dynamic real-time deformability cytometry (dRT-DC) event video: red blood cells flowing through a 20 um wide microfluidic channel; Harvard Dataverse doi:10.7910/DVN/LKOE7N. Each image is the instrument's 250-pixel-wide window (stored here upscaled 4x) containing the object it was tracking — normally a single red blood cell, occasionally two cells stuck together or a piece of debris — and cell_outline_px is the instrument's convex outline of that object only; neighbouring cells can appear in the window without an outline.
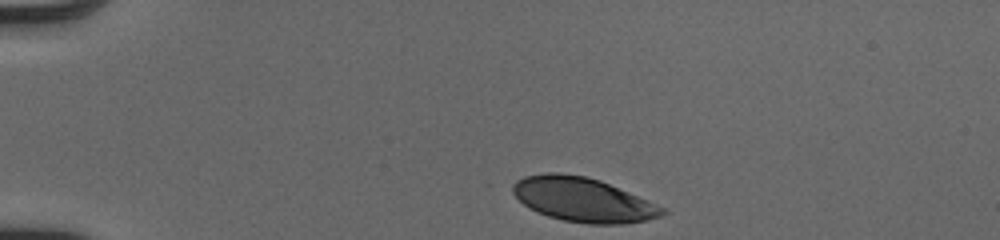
{"species": "human", "species_latin": "Homo sapiens", "temperature_condition": "cold", "stored_images_in_passage": 34, "camera_frame_rate_fps": 3000, "um_per_image_px": 0.085, "donor": {"sex": "male"}, "frame": {"image": 1, "passage_image": 1, "time_ms": 0.0, "image_size_px": [1000, 240], "cell_outline_px": [[668, 212], [660, 216], [648, 220], [624, 224], [588, 224], [564, 220], [548, 216], [528, 208], [512, 192], [512, 184], [516, 180], [524, 176], [544, 172], [560, 172], [584, 176], [600, 180], [648, 200], [664, 208]], "centroid_in_image_um": [49.54, 16.97], "position_along_channel_um": 35.5, "area_um2": 38.61}}
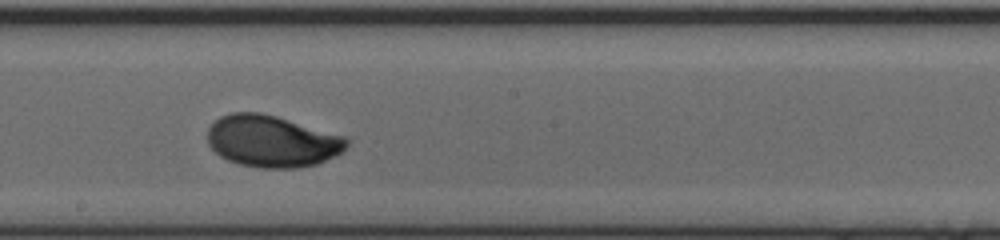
{"frame": {"image": 2, "passage_image": 20, "time_ms": 6.333, "image_size_px": [1000, 240], "cell_outline_px": [[348, 144], [336, 156], [316, 164], [300, 168], [260, 168], [240, 164], [228, 160], [220, 156], [208, 144], [208, 128], [220, 116], [232, 112], [260, 112], [276, 116], [344, 136], [348, 140]], "centroid_in_image_um": [23.1, 12.01], "position_along_channel_um": 225.1, "area_um2": 41.85}}
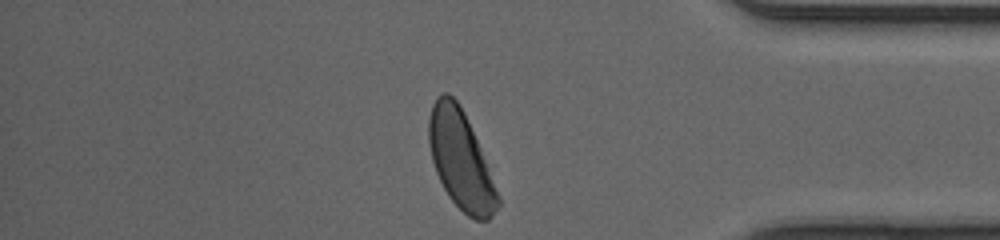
{"frame": {"image": 3, "passage_image": 34, "time_ms": 11.0, "image_size_px": [1000, 240], "cell_outline_px": [[500, 204], [492, 216], [488, 220], [476, 220], [468, 216], [448, 196], [436, 172], [432, 160], [428, 144], [428, 120], [432, 104], [444, 92], [448, 92], [460, 104], [464, 112], [500, 196]], "centroid_in_image_um": [39.14, 13.61], "position_along_channel_um": 396.1, "area_um2": 38.96}, "authors_computed_cell_mechanics": {"area_um2": 40.6912, "velocity_mm_per_s": 4.0602, "shape_relaxation_time_tau1_ms": 3.7577, "shape_relaxation_time_tau2_ms": null, "deformation_change_tau1": 0.1759, "deformation_change_tau2": null}}